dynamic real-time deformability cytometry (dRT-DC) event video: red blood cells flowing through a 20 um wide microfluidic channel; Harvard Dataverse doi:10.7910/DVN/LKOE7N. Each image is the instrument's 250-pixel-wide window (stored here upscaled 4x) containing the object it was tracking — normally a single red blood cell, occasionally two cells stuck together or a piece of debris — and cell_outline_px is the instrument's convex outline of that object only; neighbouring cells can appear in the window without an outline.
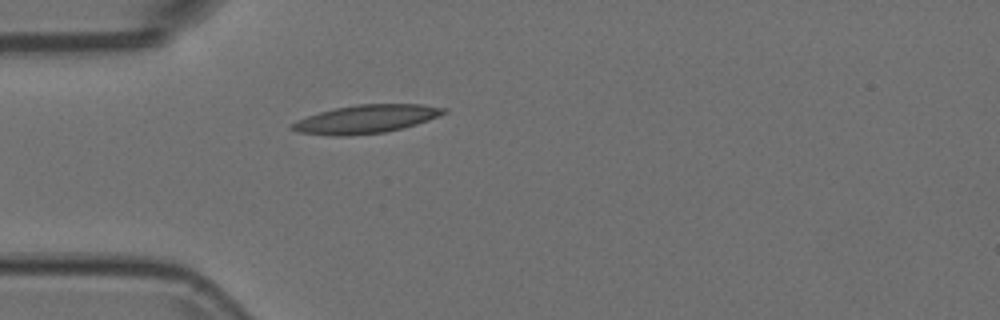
{"species": "Egyptian fruit bat (a non-hibernating species)", "species_latin": "Rousettus aegyptiacus", "temperature_condition": "room temperature", "stored_images_in_passage": 39, "camera_frame_rate_fps": 3000, "um_per_image_px": 0.085, "animal": {"sex": "female"}, "frame": {"image": 1, "passage_image": 1, "time_ms": 0.0, "image_size_px": [1000, 320], "cell_outline_px": [[448, 112], [428, 120], [416, 124], [384, 132], [344, 136], [336, 136], [296, 132], [288, 128], [296, 120], [320, 112], [336, 108], [356, 104], [420, 104], [448, 108]], "centroid_in_image_um": [31.1, 10.12], "position_along_channel_um": 53.9, "area_um2": 24.91}}
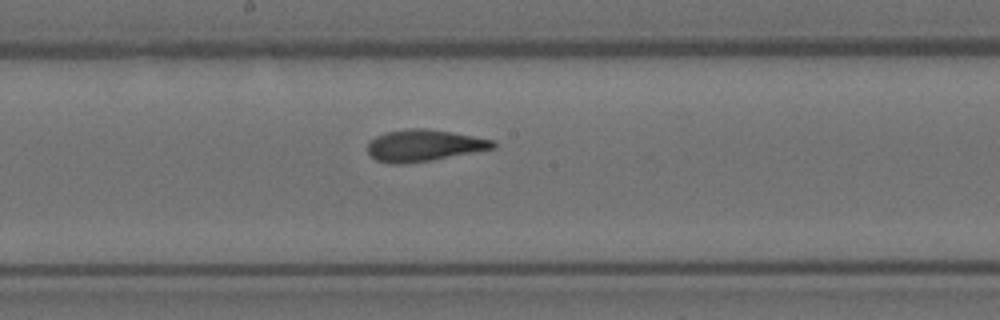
{"frame": {"image": 2, "passage_image": 14, "time_ms": 4.333, "image_size_px": [1000, 320], "cell_outline_px": [[496, 148], [428, 160], [400, 164], [392, 164], [376, 160], [368, 152], [368, 140], [384, 132], [408, 128], [428, 128], [496, 140]], "centroid_in_image_um": [36.02, 12.34], "position_along_channel_um": 212.2, "area_um2": 23.06}}
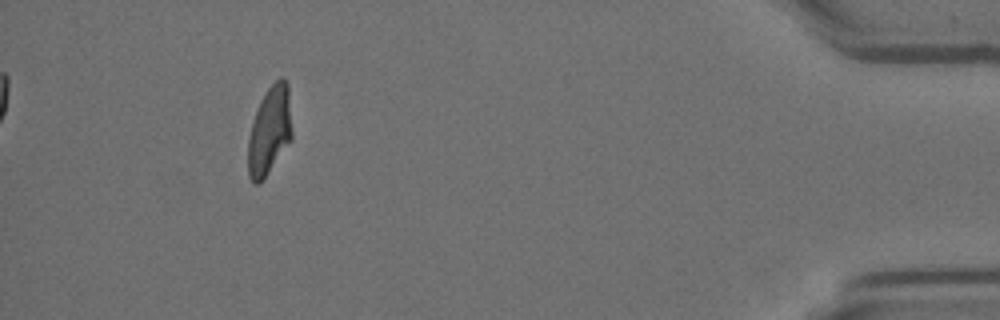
{"frame": {"image": 3, "passage_image": 35, "time_ms": 11.333, "image_size_px": [1000, 320], "cell_outline_px": [[292, 140], [260, 184], [252, 184], [248, 176], [248, 140], [252, 120], [256, 108], [260, 100], [268, 88], [280, 76], [284, 76], [288, 84], [292, 132]], "centroid_in_image_um": [22.91, 11.11], "position_along_channel_um": 412.3, "area_um2": 23.06}}